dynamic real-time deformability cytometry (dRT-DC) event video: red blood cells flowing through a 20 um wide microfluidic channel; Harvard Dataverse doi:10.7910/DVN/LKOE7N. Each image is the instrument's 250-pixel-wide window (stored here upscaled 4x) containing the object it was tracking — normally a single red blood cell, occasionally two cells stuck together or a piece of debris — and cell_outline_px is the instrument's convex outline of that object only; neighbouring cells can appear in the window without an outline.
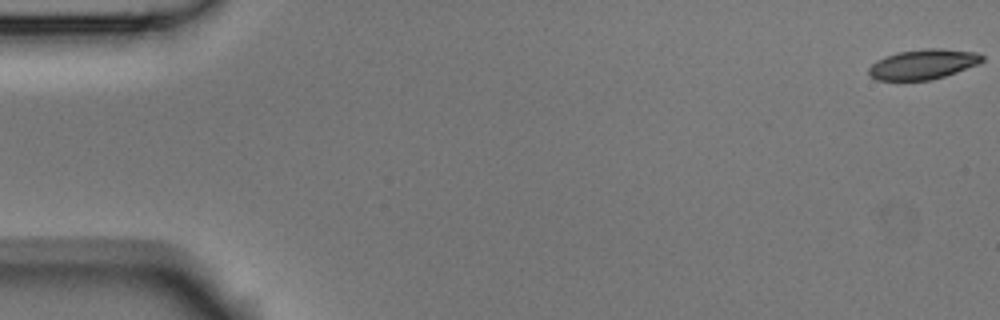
{"species": "Egyptian fruit bat (a non-hibernating species)", "species_latin": "Rousettus aegyptiacus", "temperature_condition": "room temperature", "stored_images_in_passage": 5, "camera_frame_rate_fps": 3000, "um_per_image_px": 0.085, "animal": {"sex": "male"}, "frame": {"image": 1, "passage_image": 1, "time_ms": 0.0, "image_size_px": [1000, 320], "cell_outline_px": [[984, 60], [980, 64], [932, 80], [876, 80], [868, 72], [868, 68], [876, 60], [884, 56], [896, 52], [924, 48], [940, 48], [976, 52], [984, 56]], "centroid_in_image_um": [78.47, 5.45], "position_along_channel_um": 6.5, "area_um2": 20.0}}